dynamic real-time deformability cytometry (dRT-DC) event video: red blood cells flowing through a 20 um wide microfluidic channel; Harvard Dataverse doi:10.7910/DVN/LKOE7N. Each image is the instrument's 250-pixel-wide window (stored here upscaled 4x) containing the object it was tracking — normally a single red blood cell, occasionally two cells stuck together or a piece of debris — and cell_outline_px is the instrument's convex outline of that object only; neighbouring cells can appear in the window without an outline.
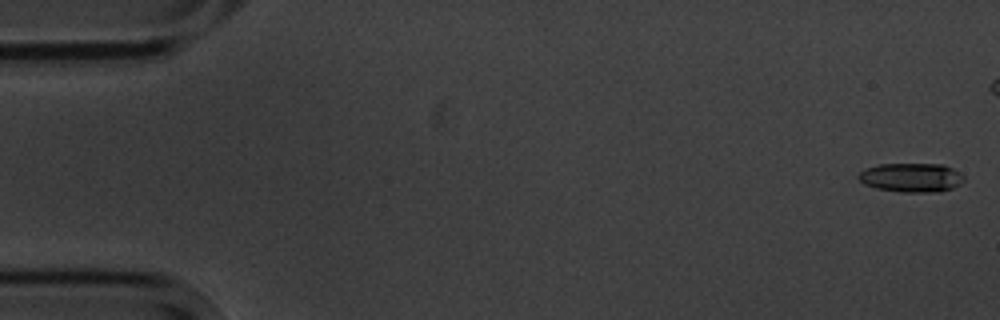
{"species": "common noctule bat (a hibernating species)", "species_latin": "Nyctalus noctula", "temperature_condition": "cold", "stored_images_in_passage": 7, "camera_frame_rate_fps": 3000, "um_per_image_px": 0.085, "animal": {"sex": "male", "body_mass_g": 20.1, "forearm_length_mm": 53.5}, "frame": {"image": 1, "passage_image": 1, "time_ms": 0.0, "image_size_px": [1000, 320], "cell_outline_px": [[964, 180], [960, 184], [952, 188], [940, 192], [900, 192], [876, 188], [864, 184], [856, 176], [860, 172], [868, 168], [880, 164], [944, 164], [952, 168], [964, 176]], "centroid_in_image_um": [77.48, 15.1], "position_along_channel_um": 7.5, "area_um2": 17.86}}